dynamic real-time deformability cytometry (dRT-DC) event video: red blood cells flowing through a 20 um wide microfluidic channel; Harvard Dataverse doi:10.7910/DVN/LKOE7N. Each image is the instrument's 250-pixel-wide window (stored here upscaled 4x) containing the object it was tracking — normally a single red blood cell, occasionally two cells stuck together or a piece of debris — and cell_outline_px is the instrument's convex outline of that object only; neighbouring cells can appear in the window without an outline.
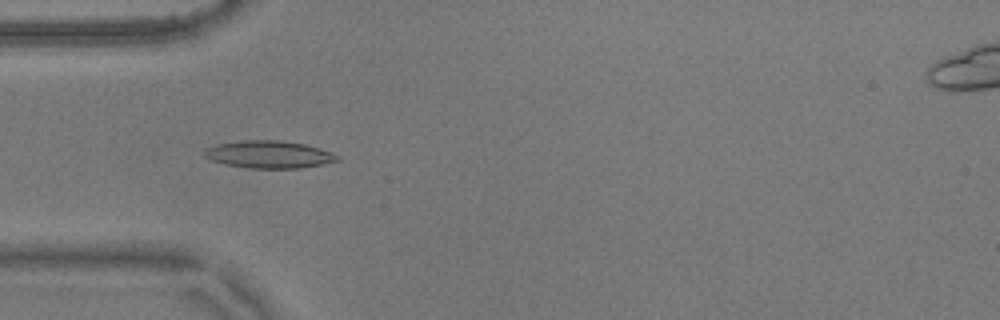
{"species": "common noctule bat (a hibernating species)", "species_latin": "Nyctalus noctula", "temperature_condition": "warm", "stored_images_in_passage": 57, "camera_frame_rate_fps": 3000, "um_per_image_px": 0.085, "animal": {"sex": "male", "body_mass_g": 17.9}, "frame": {"image": 1, "passage_image": 17, "time_ms": 5.333, "image_size_px": [1000, 320], "cell_outline_px": [[340, 160], [300, 168], [248, 168], [224, 164], [208, 160], [204, 156], [204, 152], [208, 148], [220, 144], [244, 140], [280, 140], [304, 144], [340, 156]], "centroid_in_image_um": [22.82, 13.14], "position_along_channel_um": 62.2, "area_um2": 20.92}}
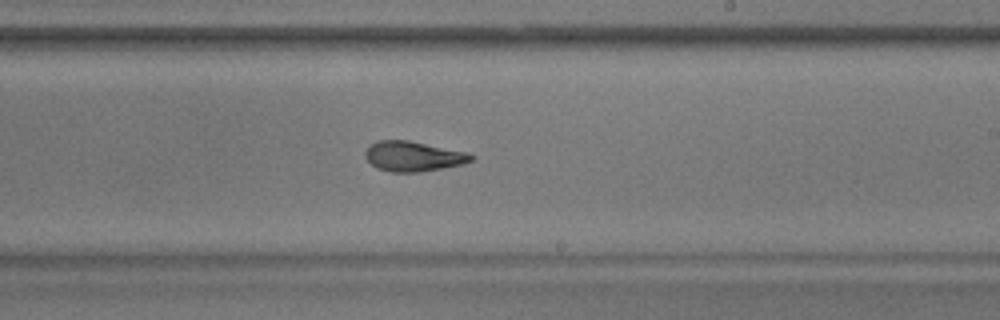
{"frame": {"image": 2, "passage_image": 33, "time_ms": 10.667, "image_size_px": [1000, 320], "cell_outline_px": [[476, 156], [472, 160], [460, 164], [420, 172], [392, 172], [376, 168], [364, 156], [364, 152], [372, 144], [380, 140], [408, 140], [468, 152]], "centroid_in_image_um": [35.12, 13.28], "position_along_channel_um": 253.9, "area_um2": 18.38}}
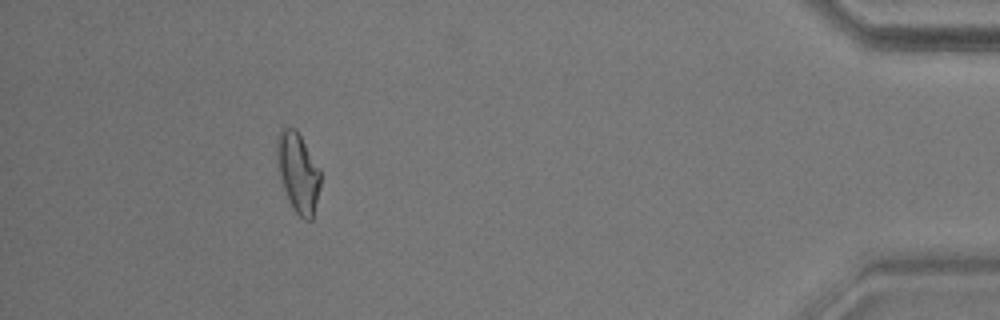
{"frame": {"image": 3, "passage_image": 51, "time_ms": 16.667, "image_size_px": [1000, 320], "cell_outline_px": [[320, 184], [312, 220], [304, 220], [292, 208], [288, 200], [280, 176], [276, 152], [276, 136], [280, 128], [296, 128], [320, 168]], "centroid_in_image_um": [25.32, 14.63], "position_along_channel_um": 409.9, "area_um2": 20.17}, "authors_computed_cell_mechanics": {"area_um2": 19.1896, "velocity_mm_per_s": 3.5995, "shape_relaxation_time_tau1_ms": 6.676, "shape_relaxation_time_tau2_ms": 2.5311, "deformation_change_tau1": 0.1996, "deformation_change_tau2": 0.0928}}